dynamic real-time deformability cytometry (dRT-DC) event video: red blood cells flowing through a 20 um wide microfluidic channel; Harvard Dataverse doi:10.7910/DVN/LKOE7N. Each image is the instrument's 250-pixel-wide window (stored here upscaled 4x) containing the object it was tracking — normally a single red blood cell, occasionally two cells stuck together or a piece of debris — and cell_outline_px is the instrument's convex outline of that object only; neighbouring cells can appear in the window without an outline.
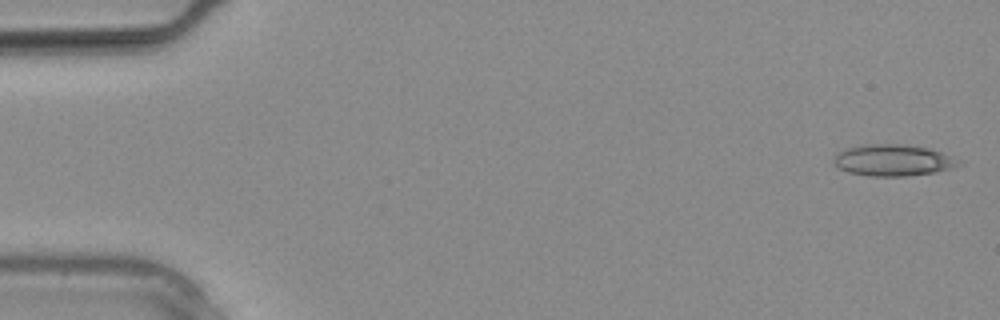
{"species": "common noctule bat (a hibernating species)", "species_latin": "Nyctalus noctula", "temperature_condition": "warm", "stored_images_in_passage": 13, "camera_frame_rate_fps": 3000, "um_per_image_px": 0.085, "animal": {"sex": "male", "body_mass_g": 20.4}, "frame": {"image": 1, "passage_image": 1, "time_ms": 0.0, "image_size_px": [1000, 320], "cell_outline_px": [[964, 164], [952, 168], [932, 172], [904, 176], [868, 176], [848, 172], [840, 168], [832, 160], [840, 152], [848, 148], [860, 144], [904, 144], [928, 148], [940, 152]], "centroid_in_image_um": [75.88, 13.62], "position_along_channel_um": 9.1, "area_um2": 22.54}}
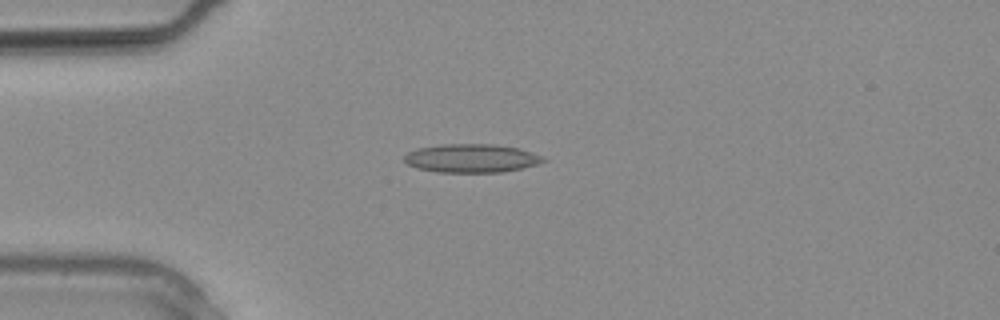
{"frame": {"image": 2, "passage_image": 7, "time_ms": 2.0, "image_size_px": [1000, 320], "cell_outline_px": [[548, 160], [536, 164], [504, 172], [436, 172], [416, 168], [408, 164], [404, 160], [404, 156], [408, 152], [416, 148], [440, 144], [496, 144], [516, 148], [532, 152], [544, 156]], "centroid_in_image_um": [40.05, 13.45], "position_along_channel_um": 44.9, "area_um2": 23.18}}
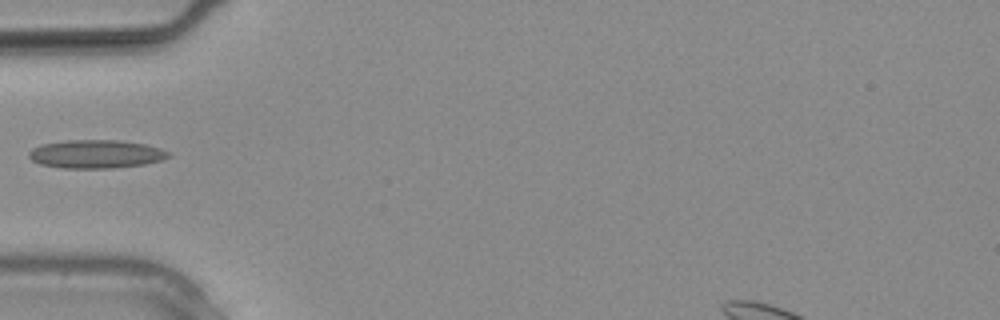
{"frame": {"image": 3, "passage_image": 9, "time_ms": 2.667, "image_size_px": [1000, 320], "cell_outline_px": [[172, 152], [168, 156], [160, 160], [144, 164], [112, 168], [60, 168], [40, 164], [32, 160], [28, 156], [28, 152], [32, 148], [40, 144], [68, 140], [120, 140], [144, 144], [160, 148]], "centroid_in_image_um": [8.12, 13.09], "position_along_channel_um": 76.9, "area_um2": 23.12}}